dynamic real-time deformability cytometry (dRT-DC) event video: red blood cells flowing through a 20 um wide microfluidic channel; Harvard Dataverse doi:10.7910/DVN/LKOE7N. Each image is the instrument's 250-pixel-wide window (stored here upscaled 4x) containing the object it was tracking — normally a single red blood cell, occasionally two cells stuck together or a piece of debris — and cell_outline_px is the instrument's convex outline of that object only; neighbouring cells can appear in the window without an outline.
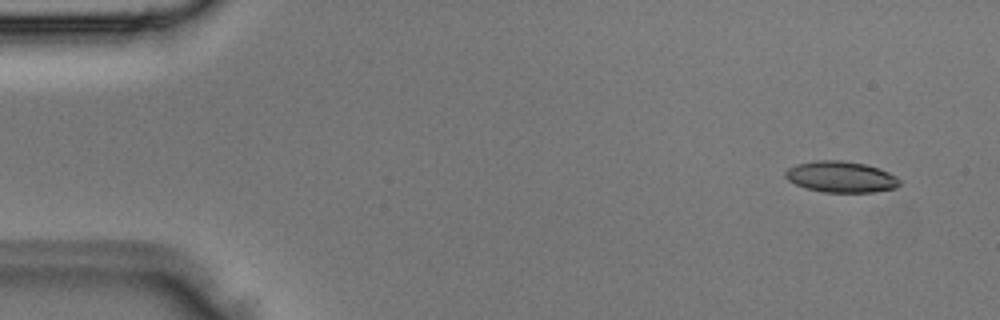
{"species": "Egyptian fruit bat (a non-hibernating species)", "species_latin": "Rousettus aegyptiacus", "temperature_condition": "room temperature", "stored_images_in_passage": 4, "camera_frame_rate_fps": 3000, "um_per_image_px": 0.085, "animal": {"sex": "male"}, "frame": {"image": 1, "passage_image": 1, "time_ms": 0.0, "image_size_px": [1000, 320], "cell_outline_px": [[900, 184], [896, 188], [872, 192], [824, 192], [804, 188], [788, 180], [784, 176], [784, 172], [788, 168], [796, 164], [816, 160], [840, 160], [864, 164], [880, 168], [896, 176], [900, 180]], "centroid_in_image_um": [71.47, 15.03], "position_along_channel_um": 13.5, "area_um2": 20.81}}
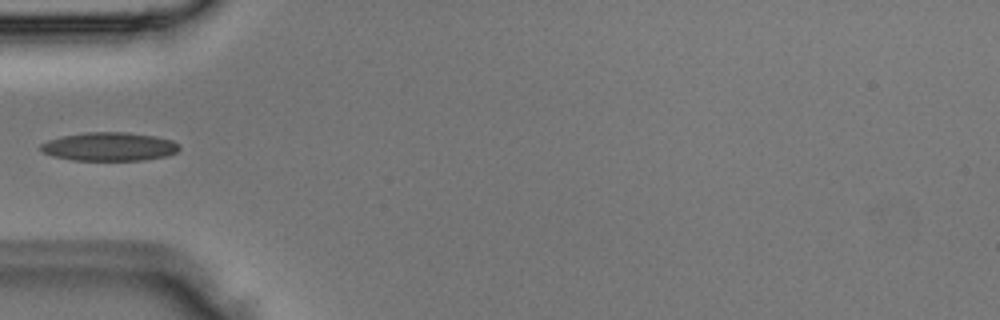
{"frame": {"image": 2, "passage_image": 4, "time_ms": 1.0, "image_size_px": [1000, 320], "cell_outline_px": [[180, 148], [176, 152], [168, 156], [144, 160], [72, 160], [52, 156], [44, 152], [40, 148], [40, 144], [48, 140], [60, 136], [84, 132], [128, 132], [156, 136], [172, 140], [180, 144]], "centroid_in_image_um": [9.31, 12.45], "position_along_channel_um": 75.7, "area_um2": 23.29}}